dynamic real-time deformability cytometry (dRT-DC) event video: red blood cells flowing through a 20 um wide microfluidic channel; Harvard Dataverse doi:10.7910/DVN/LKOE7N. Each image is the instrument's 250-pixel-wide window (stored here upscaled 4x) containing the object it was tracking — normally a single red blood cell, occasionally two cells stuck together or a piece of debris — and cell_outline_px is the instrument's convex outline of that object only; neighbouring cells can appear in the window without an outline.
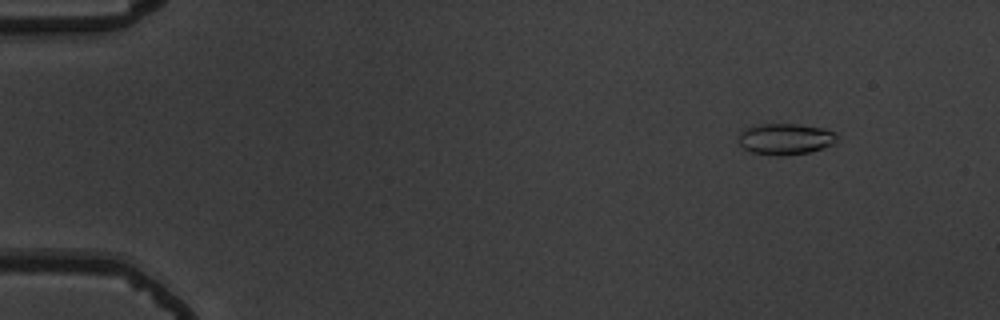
{"species": "common noctule bat (a hibernating species)", "species_latin": "Nyctalus noctula", "temperature_condition": "warm", "stored_images_in_passage": 54, "camera_frame_rate_fps": 3000, "um_per_image_px": 0.085, "animal": {"sex": "male", "body_mass_g": 19.5, "forearm_length_mm": 54.6}, "frame": {"image": 1, "passage_image": 6, "time_ms": 1.667, "image_size_px": [1000, 320], "cell_outline_px": [[836, 140], [832, 144], [808, 152], [780, 156], [752, 152], [744, 148], [740, 144], [740, 132], [744, 128], [756, 124], [796, 124], [824, 128], [836, 132]], "centroid_in_image_um": [66.74, 11.79], "position_along_channel_um": 18.3, "area_um2": 17.69}}
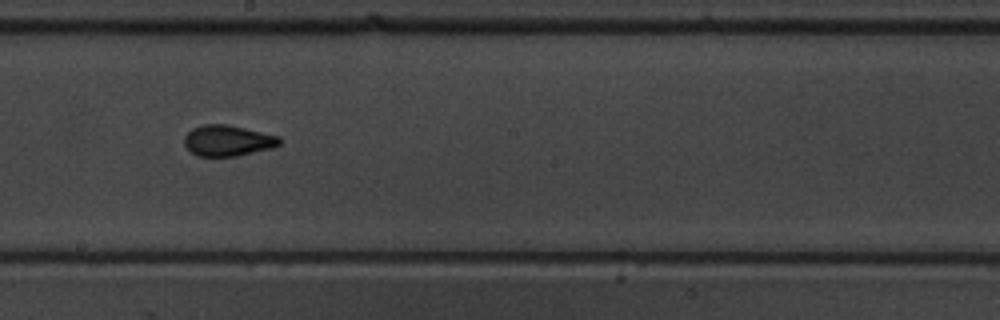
{"frame": {"image": 2, "passage_image": 31, "time_ms": 10.0, "image_size_px": [1000, 320], "cell_outline_px": [[280, 144], [272, 148], [236, 156], [196, 156], [184, 144], [184, 136], [192, 128], [204, 124], [224, 124], [244, 128], [280, 136]], "centroid_in_image_um": [19.35, 11.95], "position_along_channel_um": 228.9, "area_um2": 17.05}}
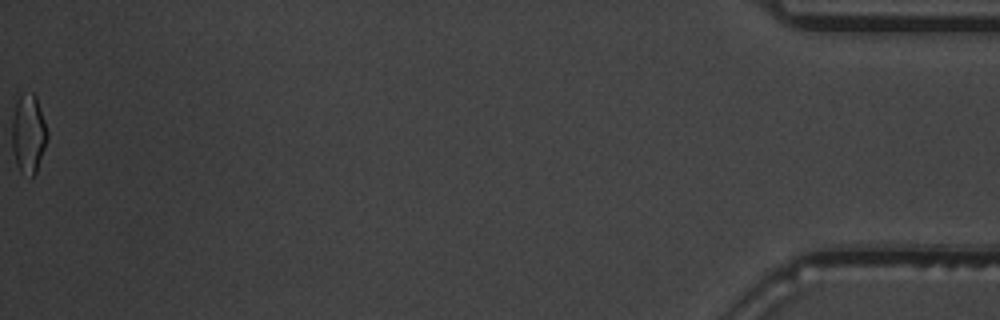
{"frame": {"image": 3, "passage_image": 54, "time_ms": 17.667, "image_size_px": [1000, 320], "cell_outline_px": [[48, 136], [36, 172], [28, 180], [20, 172], [16, 164], [12, 148], [12, 116], [16, 100], [20, 92], [32, 92], [36, 96], [48, 132]], "centroid_in_image_um": [2.39, 11.37], "position_along_channel_um": 432.8, "area_um2": 16.59}, "authors_computed_cell_mechanics": {"area_um2": 16.9065, "velocity_mm_per_s": 3.8802, "shape_relaxation_time_tau1_ms": 3.4159, "shape_relaxation_time_tau2_ms": 1.0696, "deformation_change_tau1": 0.1399, "deformation_change_tau2": 0.0659}}